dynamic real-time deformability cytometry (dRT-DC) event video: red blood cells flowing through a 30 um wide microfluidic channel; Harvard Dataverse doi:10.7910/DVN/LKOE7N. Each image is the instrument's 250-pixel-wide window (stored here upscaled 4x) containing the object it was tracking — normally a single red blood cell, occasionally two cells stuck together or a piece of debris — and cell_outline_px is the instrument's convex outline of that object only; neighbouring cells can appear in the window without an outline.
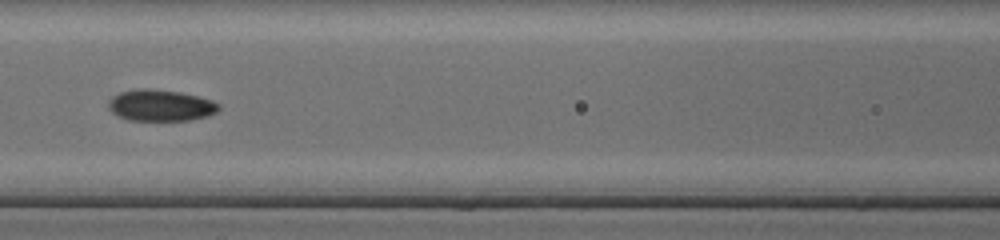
{"species": "common noctule bat (a hibernating species)", "species_latin": "Nyctalus noctula", "temperature_condition": "cold", "stored_images_in_passage": 27, "camera_frame_rate_fps": 3000, "um_per_image_px": 0.085, "animal": {"sex": "female", "body_mass_g": 17.0, "forearm_length_mm": 48.0}, "frame": {"image": 1, "passage_image": 12, "time_ms": 3.667, "image_size_px": [1000, 240], "cell_outline_px": [[220, 108], [216, 112], [208, 116], [192, 120], [128, 120], [116, 116], [108, 108], [108, 100], [112, 96], [120, 92], [136, 88], [148, 88], [180, 92], [212, 100], [220, 104]], "centroid_in_image_um": [13.62, 8.96], "position_along_channel_um": 153.0, "area_um2": 20.4}}